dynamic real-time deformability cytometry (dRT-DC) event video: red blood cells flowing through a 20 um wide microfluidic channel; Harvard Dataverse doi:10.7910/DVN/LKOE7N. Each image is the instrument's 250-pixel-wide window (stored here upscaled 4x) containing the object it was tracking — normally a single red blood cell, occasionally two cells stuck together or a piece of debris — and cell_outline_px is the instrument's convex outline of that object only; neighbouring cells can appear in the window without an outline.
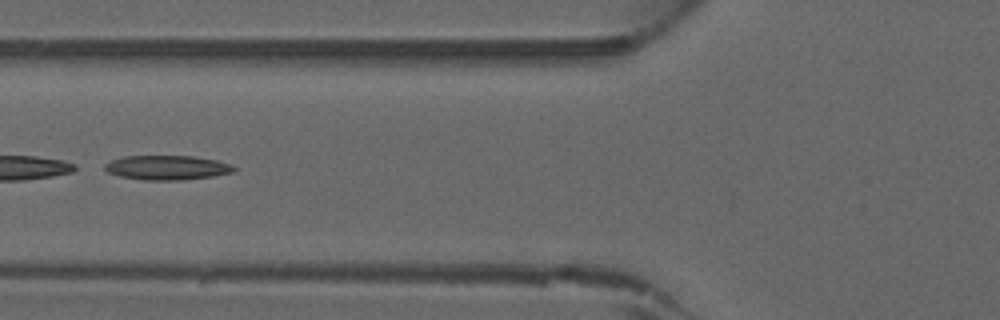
{"species": "common noctule bat (a hibernating species)", "species_latin": "Nyctalus noctula", "temperature_condition": "warm", "stored_images_in_passage": 32, "camera_frame_rate_fps": 3000, "um_per_image_px": 0.085, "animal": {"sex": "male", "forearm_length_mm": 52.5}, "frame": {"image": 1, "passage_image": 5, "time_ms": 1.333, "image_size_px": [1000, 320], "cell_outline_px": [[236, 172], [212, 176], [180, 180], [144, 180], [120, 176], [108, 172], [104, 168], [104, 164], [112, 160], [124, 156], [192, 156], [216, 160], [232, 164], [236, 168]], "centroid_in_image_um": [14.23, 14.24], "position_along_channel_um": 111.6, "area_um2": 18.38}}